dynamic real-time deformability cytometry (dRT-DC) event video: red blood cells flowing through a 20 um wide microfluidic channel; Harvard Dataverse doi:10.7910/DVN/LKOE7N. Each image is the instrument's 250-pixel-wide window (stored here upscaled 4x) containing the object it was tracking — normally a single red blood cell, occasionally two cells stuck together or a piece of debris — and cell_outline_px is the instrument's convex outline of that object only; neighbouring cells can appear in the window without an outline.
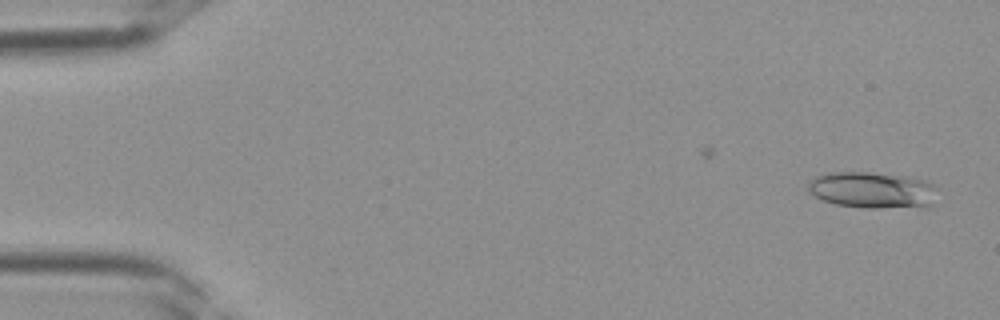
{"species": "Egyptian fruit bat (a non-hibernating species)", "species_latin": "Rousettus aegyptiacus", "temperature_condition": "room temperature", "stored_images_in_passage": 8, "camera_frame_rate_fps": 3000, "um_per_image_px": 0.085, "frame": {"image": 1, "passage_image": 1, "time_ms": 0.0, "image_size_px": [1000, 320], "cell_outline_px": [[936, 188], [932, 204], [924, 208], [864, 208], [836, 204], [824, 200], [816, 196], [808, 188], [808, 180], [824, 172], [872, 172], [904, 176], [928, 180]], "centroid_in_image_um": [74.18, 16.15], "position_along_channel_um": 10.8, "area_um2": 27.74}}